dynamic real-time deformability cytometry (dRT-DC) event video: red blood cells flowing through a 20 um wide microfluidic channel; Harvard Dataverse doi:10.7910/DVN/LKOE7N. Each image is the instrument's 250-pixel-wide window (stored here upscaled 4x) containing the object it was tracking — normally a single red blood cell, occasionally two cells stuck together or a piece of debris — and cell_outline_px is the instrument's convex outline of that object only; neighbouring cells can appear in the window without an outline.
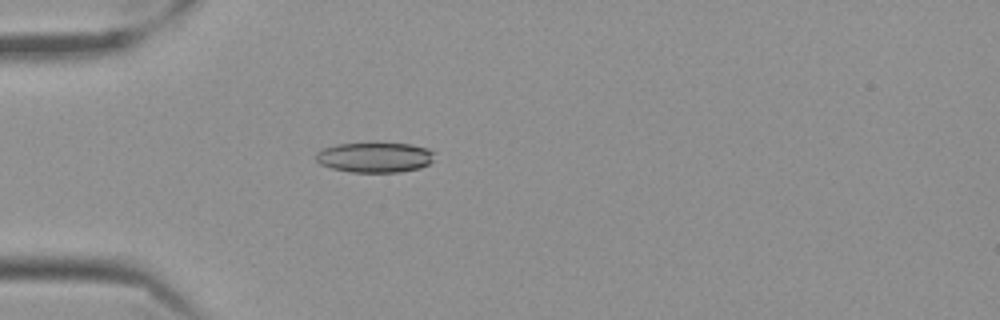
{"species": "Egyptian fruit bat (a non-hibernating species)", "species_latin": "Rousettus aegyptiacus", "temperature_condition": "cold", "stored_images_in_passage": 42, "camera_frame_rate_fps": 3000, "um_per_image_px": 0.085, "frame": {"image": 1, "passage_image": 1, "time_ms": 0.0, "image_size_px": [1000, 320], "cell_outline_px": [[436, 152], [432, 160], [428, 164], [420, 168], [400, 172], [352, 172], [332, 168], [320, 164], [316, 160], [316, 152], [324, 148], [336, 144], [412, 144], [428, 148]], "centroid_in_image_um": [31.88, 13.38], "position_along_channel_um": 53.1, "area_um2": 20.69}}
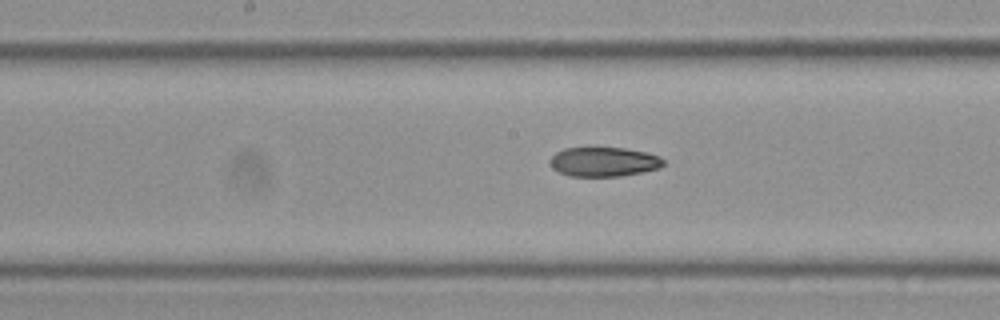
{"frame": {"image": 2, "passage_image": 14, "time_ms": 4.333, "image_size_px": [1000, 320], "cell_outline_px": [[664, 164], [660, 168], [620, 176], [568, 176], [552, 168], [552, 156], [556, 152], [564, 148], [592, 144], [624, 148], [648, 152], [660, 156], [664, 160]], "centroid_in_image_um": [51.32, 13.69], "position_along_channel_um": 196.9, "area_um2": 20.17}}
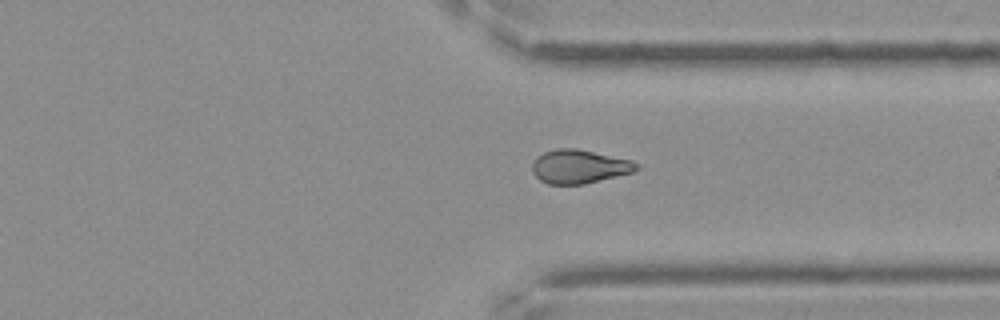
{"frame": {"image": 3, "passage_image": 28, "time_ms": 9.0, "image_size_px": [1000, 320], "cell_outline_px": [[640, 168], [632, 172], [584, 184], [548, 184], [540, 180], [532, 172], [532, 164], [536, 156], [544, 152], [556, 148], [576, 148], [632, 160], [640, 164]], "centroid_in_image_um": [49.23, 14.15], "position_along_channel_um": 362.2, "area_um2": 20.52}, "authors_computed_cell_mechanics": {"area_um2": 20.3167, "velocity_mm_per_s": 3.5388, "shape_relaxation_time_tau1_ms": null, "shape_relaxation_time_tau2_ms": 4.6026, "deformation_change_tau1": null, "deformation_change_tau2": 0.1071}}